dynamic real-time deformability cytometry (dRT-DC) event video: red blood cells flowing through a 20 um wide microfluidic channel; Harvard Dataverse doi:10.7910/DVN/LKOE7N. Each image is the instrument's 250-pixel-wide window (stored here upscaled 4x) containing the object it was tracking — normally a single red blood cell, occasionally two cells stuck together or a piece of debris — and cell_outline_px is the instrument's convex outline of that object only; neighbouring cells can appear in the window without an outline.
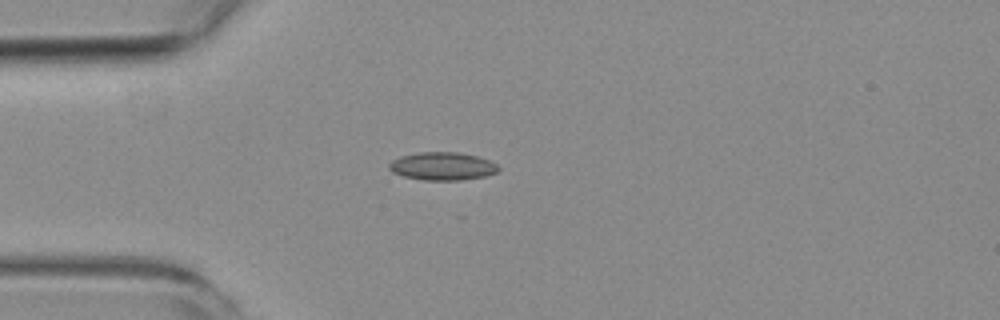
{"species": "common noctule bat (a hibernating species)", "species_latin": "Nyctalus noctula", "temperature_condition": "room temperature", "stored_images_in_passage": 4, "camera_frame_rate_fps": 3000, "um_per_image_px": 0.085, "animal": {"sex": "female", "body_mass_g": 19.3, "forearm_length_mm": 54.1}, "frame": {"image": 1, "passage_image": 4, "time_ms": 3.333, "image_size_px": [1000, 320], "cell_outline_px": [[500, 168], [496, 172], [484, 176], [460, 180], [424, 180], [404, 176], [392, 172], [388, 168], [388, 164], [392, 160], [400, 156], [420, 152], [456, 152], [476, 156], [488, 160], [496, 164]], "centroid_in_image_um": [37.57, 14.12], "position_along_channel_um": 47.4, "area_um2": 17.69}}